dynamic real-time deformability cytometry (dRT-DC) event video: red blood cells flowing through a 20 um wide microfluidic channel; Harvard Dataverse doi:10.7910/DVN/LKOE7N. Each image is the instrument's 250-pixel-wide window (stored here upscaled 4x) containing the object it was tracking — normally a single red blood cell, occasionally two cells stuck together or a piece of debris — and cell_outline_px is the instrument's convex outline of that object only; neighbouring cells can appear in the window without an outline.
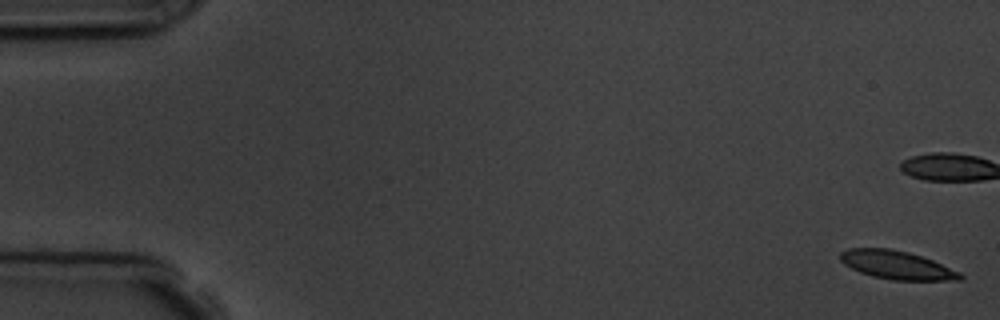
{"species": "common noctule bat (a hibernating species)", "species_latin": "Nyctalus noctula", "temperature_condition": "room temperature", "stored_images_in_passage": 8, "camera_frame_rate_fps": 3000, "um_per_image_px": 0.085, "animal": {"sex": "male", "body_mass_g": 19.5, "forearm_length_mm": 54.6}, "frame": {"image": 1, "passage_image": 1, "time_ms": 0.0, "image_size_px": [1000, 320], "cell_outline_px": [[964, 280], [892, 280], [872, 276], [860, 272], [844, 264], [840, 260], [840, 252], [848, 248], [888, 248], [908, 252], [932, 260], [960, 272], [964, 276]], "centroid_in_image_um": [76.22, 22.53], "position_along_channel_um": 8.8, "area_um2": 19.77}}